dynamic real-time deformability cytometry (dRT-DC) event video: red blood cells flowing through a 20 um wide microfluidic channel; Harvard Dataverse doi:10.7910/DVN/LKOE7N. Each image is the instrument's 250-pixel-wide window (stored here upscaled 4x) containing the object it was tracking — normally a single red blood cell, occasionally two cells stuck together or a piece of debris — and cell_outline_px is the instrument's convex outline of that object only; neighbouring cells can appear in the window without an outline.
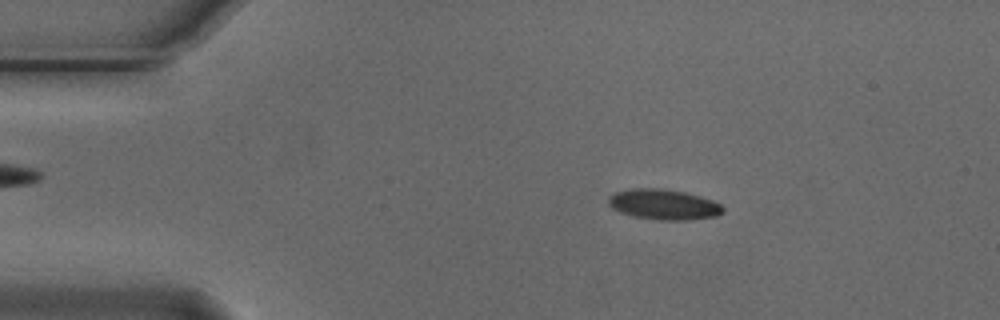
{"species": "Egyptian fruit bat (a non-hibernating species)", "species_latin": "Rousettus aegyptiacus", "temperature_condition": "cold", "stored_images_in_passage": 50, "camera_frame_rate_fps": 3000, "um_per_image_px": 0.085, "animal": {"sex": "male"}, "frame": {"image": 1, "passage_image": 5, "time_ms": 1.333, "image_size_px": [1000, 320], "cell_outline_px": [[724, 212], [716, 216], [684, 220], [660, 220], [636, 216], [620, 212], [612, 208], [608, 204], [608, 196], [616, 192], [632, 188], [664, 188], [684, 192], [700, 196], [712, 200], [720, 204], [724, 208]], "centroid_in_image_um": [56.41, 17.37], "position_along_channel_um": 28.6, "area_um2": 20.23}}
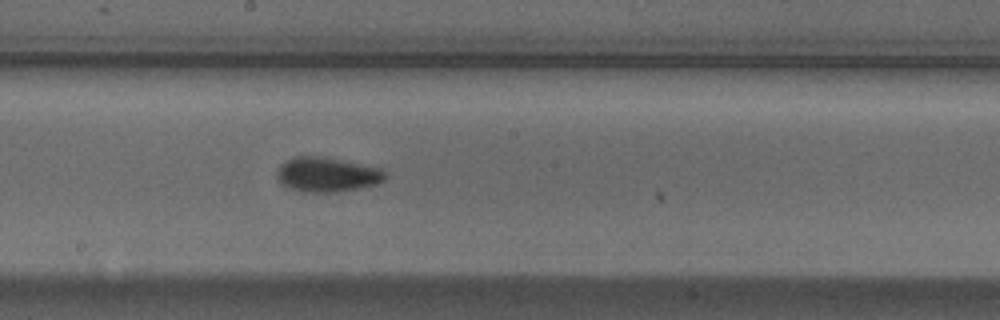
{"frame": {"image": 2, "passage_image": 25, "time_ms": 8.0, "image_size_px": [1000, 320], "cell_outline_px": [[388, 176], [384, 180], [376, 184], [336, 192], [300, 192], [288, 188], [280, 184], [276, 176], [276, 172], [280, 164], [292, 156], [324, 156], [380, 168]], "centroid_in_image_um": [27.73, 14.83], "position_along_channel_um": 220.5, "area_um2": 22.08}}
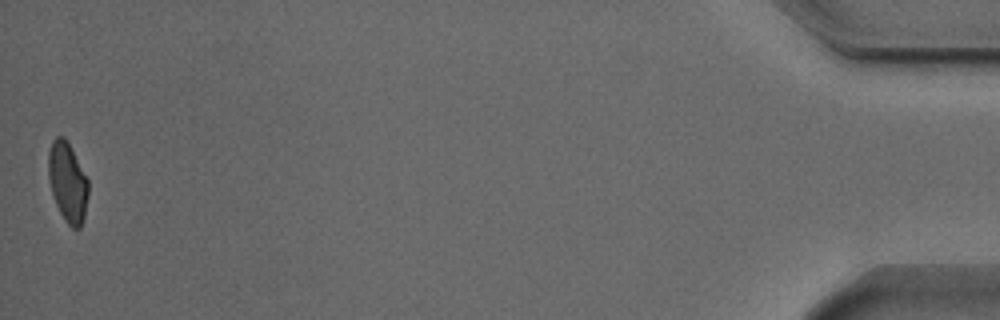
{"frame": {"image": 3, "passage_image": 50, "time_ms": 16.333, "image_size_px": [1000, 320], "cell_outline_px": [[88, 196], [84, 216], [80, 228], [72, 228], [64, 220], [56, 204], [52, 192], [48, 176], [48, 152], [52, 140], [56, 136], [64, 136], [88, 180]], "centroid_in_image_um": [5.73, 15.49], "position_along_channel_um": 429.5, "area_um2": 18.32}, "authors_computed_cell_mechanics": {"area_um2": 20.0566, "velocity_mm_per_s": 3.7117, "shape_relaxation_time_tau1_ms": 3.127, "shape_relaxation_time_tau2_ms": 2.3385, "deformation_change_tau1": 0.1121, "deformation_change_tau2": 0.0589}}